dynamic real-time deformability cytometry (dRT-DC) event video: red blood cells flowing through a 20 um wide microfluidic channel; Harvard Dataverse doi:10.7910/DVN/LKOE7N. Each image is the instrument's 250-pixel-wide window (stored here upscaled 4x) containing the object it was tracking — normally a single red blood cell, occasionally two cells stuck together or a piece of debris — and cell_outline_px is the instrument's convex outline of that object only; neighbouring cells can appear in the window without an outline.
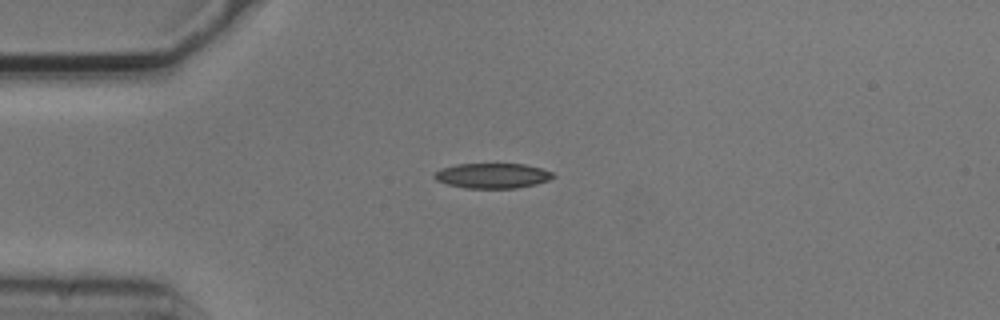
{"species": "common noctule bat (a hibernating species)", "species_latin": "Nyctalus noctula", "temperature_condition": "cold", "stored_images_in_passage": 5, "camera_frame_rate_fps": 3000, "um_per_image_px": 0.085, "animal": {"sex": "male", "body_mass_g": 20.5, "forearm_length_mm": 52.5}, "frame": {"image": 1, "passage_image": 4, "time_ms": 1.0, "image_size_px": [1000, 320], "cell_outline_px": [[556, 176], [548, 180], [536, 184], [516, 188], [464, 188], [448, 184], [436, 180], [432, 176], [432, 172], [440, 168], [456, 164], [524, 164], [540, 168], [552, 172]], "centroid_in_image_um": [41.81, 14.93], "position_along_channel_um": 43.2, "area_um2": 17.46}}